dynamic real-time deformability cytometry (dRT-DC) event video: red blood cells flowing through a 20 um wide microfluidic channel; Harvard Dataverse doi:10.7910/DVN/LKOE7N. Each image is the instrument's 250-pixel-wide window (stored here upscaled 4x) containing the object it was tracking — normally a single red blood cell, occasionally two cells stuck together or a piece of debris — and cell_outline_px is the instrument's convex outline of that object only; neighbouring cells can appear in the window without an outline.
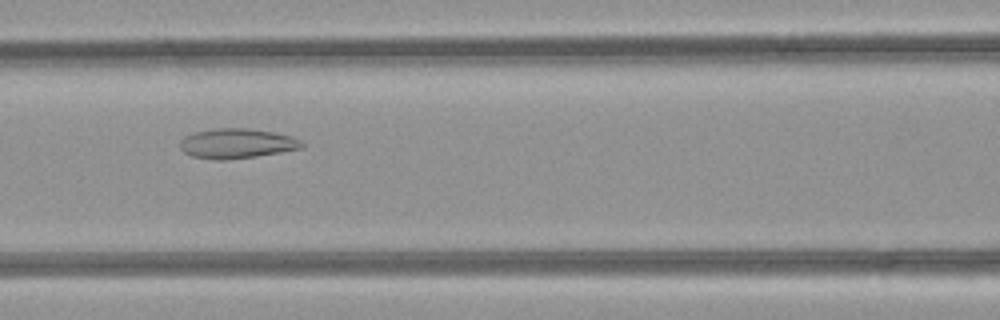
{"species": "common noctule bat (a hibernating species)", "species_latin": "Nyctalus noctula", "temperature_condition": "room temperature", "stored_images_in_passage": 37, "camera_frame_rate_fps": 3000, "um_per_image_px": 0.085, "animal": {"sex": "female", "body_mass_g": 21.9}, "frame": {"image": 1, "passage_image": 9, "time_ms": 2.667, "image_size_px": [1000, 320], "cell_outline_px": [[304, 148], [256, 156], [224, 160], [216, 160], [192, 156], [184, 152], [180, 148], [180, 140], [184, 136], [192, 132], [216, 128], [248, 128], [272, 132], [292, 136], [300, 140], [304, 144]], "centroid_in_image_um": [20.11, 12.19], "position_along_channel_um": 146.5, "area_um2": 21.27}}
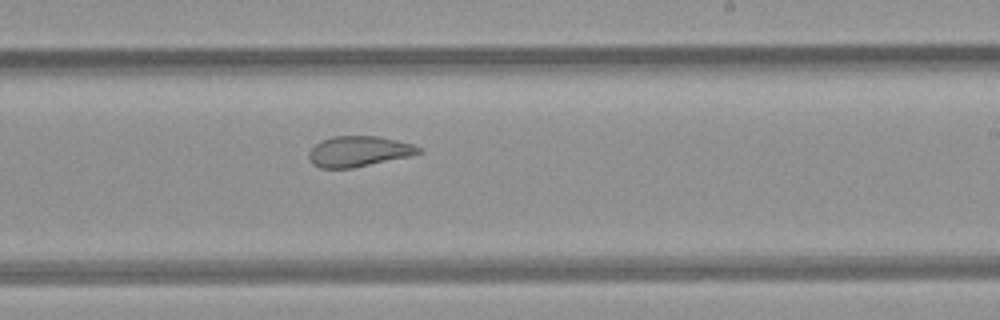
{"frame": {"image": 2, "passage_image": 17, "time_ms": 5.333, "image_size_px": [1000, 320], "cell_outline_px": [[424, 152], [408, 156], [352, 168], [320, 168], [312, 164], [308, 160], [308, 152], [320, 140], [332, 136], [380, 136], [412, 144], [420, 148]], "centroid_in_image_um": [30.44, 12.86], "position_along_channel_um": 258.6, "area_um2": 19.54}}
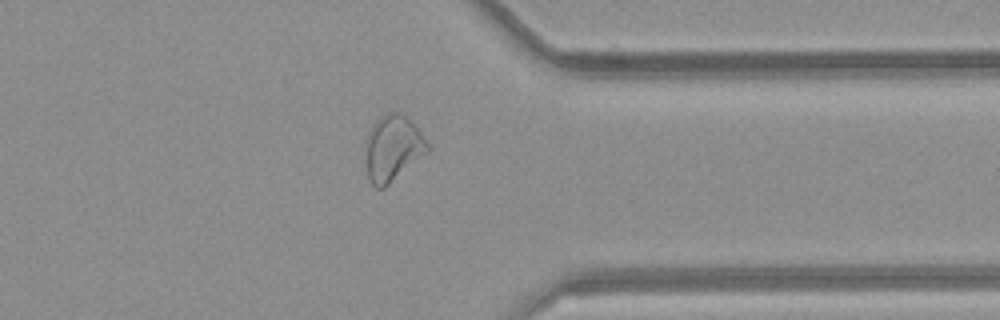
{"frame": {"image": 3, "passage_image": 26, "time_ms": 8.333, "image_size_px": [1000, 320], "cell_outline_px": [[432, 148], [428, 152], [384, 188], [376, 188], [368, 180], [364, 156], [368, 132], [372, 124], [380, 116], [388, 112], [400, 112], [408, 116]], "centroid_in_image_um": [33.37, 12.59], "position_along_channel_um": 378.0, "area_um2": 24.16}, "authors_computed_cell_mechanics": {"area_um2": 22.1952, "velocity_mm_per_s": 4.2096, "shape_relaxation_time_tau1_ms": null, "shape_relaxation_time_tau2_ms": 1.6379, "deformation_change_tau1": null, "deformation_change_tau2": 0.0904}}